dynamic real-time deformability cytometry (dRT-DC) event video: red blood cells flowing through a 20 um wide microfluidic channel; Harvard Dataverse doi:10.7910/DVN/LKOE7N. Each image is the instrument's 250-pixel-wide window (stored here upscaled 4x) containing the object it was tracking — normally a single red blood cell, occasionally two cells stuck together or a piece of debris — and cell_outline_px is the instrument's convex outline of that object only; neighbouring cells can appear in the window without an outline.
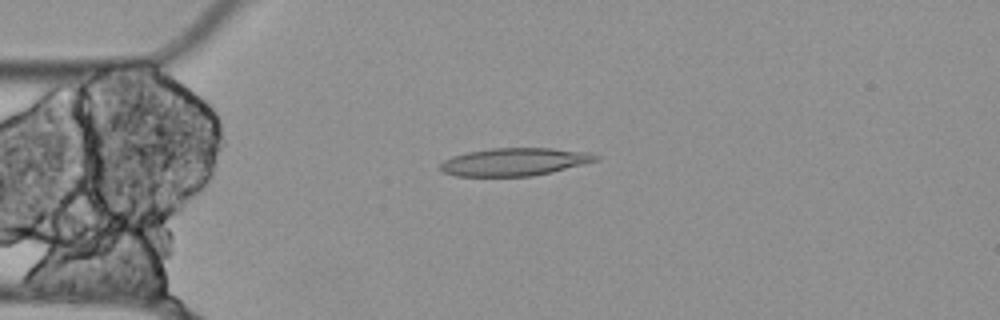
{"species": "Egyptian fruit bat (a non-hibernating species)", "species_latin": "Rousettus aegyptiacus", "temperature_condition": "cold", "stored_images_in_passage": 25, "camera_frame_rate_fps": 3000, "um_per_image_px": 0.085, "animal": {"sex": "female"}, "frame": {"image": 1, "passage_image": 2, "time_ms": 0.333, "image_size_px": [1000, 320], "cell_outline_px": [[600, 160], [552, 172], [532, 176], [456, 176], [444, 172], [440, 168], [440, 164], [444, 160], [452, 156], [468, 152], [492, 148], [552, 148], [592, 152], [600, 156]], "centroid_in_image_um": [43.79, 13.75], "position_along_channel_um": 41.2, "area_um2": 25.32}}
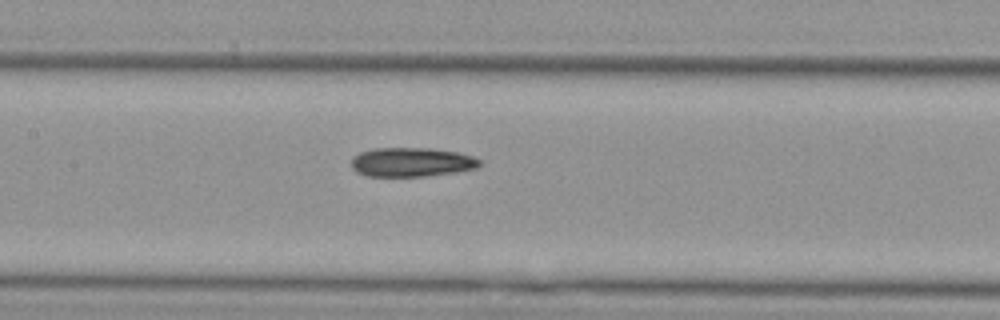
{"frame": {"image": 2, "passage_image": 14, "time_ms": 4.333, "image_size_px": [1000, 320], "cell_outline_px": [[480, 164], [476, 168], [456, 172], [424, 176], [364, 176], [356, 172], [352, 168], [352, 156], [360, 152], [372, 148], [432, 148], [456, 152], [472, 156], [480, 160]], "centroid_in_image_um": [34.94, 13.78], "position_along_channel_um": 172.5, "area_um2": 21.85}}
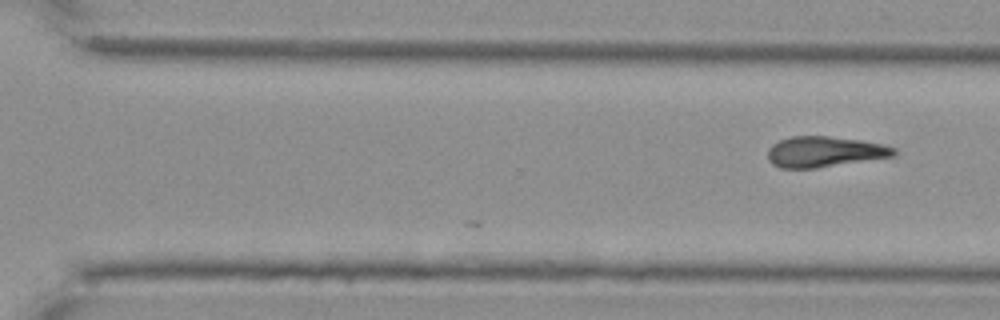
{"frame": {"image": 3, "passage_image": 25, "time_ms": 8.0, "image_size_px": [1000, 320], "cell_outline_px": [[896, 156], [816, 168], [780, 168], [772, 164], [768, 160], [768, 148], [772, 144], [780, 140], [792, 136], [828, 136], [860, 140], [880, 144], [896, 148]], "centroid_in_image_um": [70.07, 12.9], "position_along_channel_um": 300.5, "area_um2": 22.54}}